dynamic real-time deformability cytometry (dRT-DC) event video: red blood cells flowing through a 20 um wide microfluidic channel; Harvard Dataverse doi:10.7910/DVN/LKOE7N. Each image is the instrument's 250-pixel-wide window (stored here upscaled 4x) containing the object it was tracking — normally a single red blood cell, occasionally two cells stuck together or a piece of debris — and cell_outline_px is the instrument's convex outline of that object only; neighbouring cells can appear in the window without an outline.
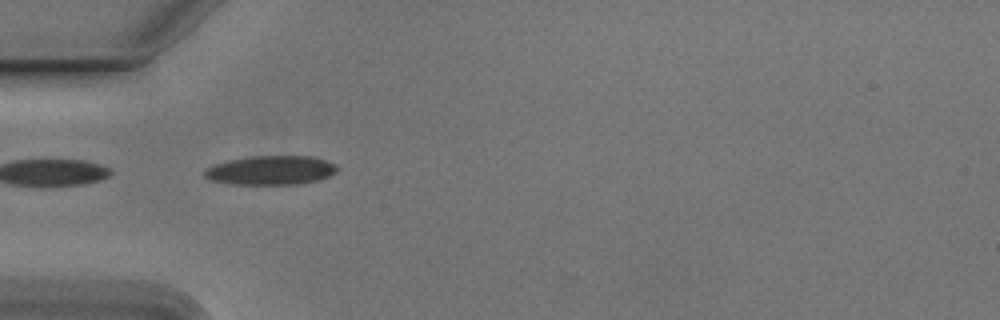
{"species": "Egyptian fruit bat (a non-hibernating species)", "species_latin": "Rousettus aegyptiacus", "temperature_condition": "cold", "stored_images_in_passage": 54, "camera_frame_rate_fps": 3000, "um_per_image_px": 0.085, "animal": {"sex": "male"}, "frame": {"image": 1, "passage_image": 17, "time_ms": 5.333, "image_size_px": [1000, 320], "cell_outline_px": [[340, 168], [336, 172], [320, 180], [300, 184], [232, 184], [212, 180], [204, 176], [204, 172], [208, 168], [216, 164], [228, 160], [252, 156], [312, 156], [336, 164]], "centroid_in_image_um": [23.08, 14.47], "position_along_channel_um": 61.9, "area_um2": 22.43}}
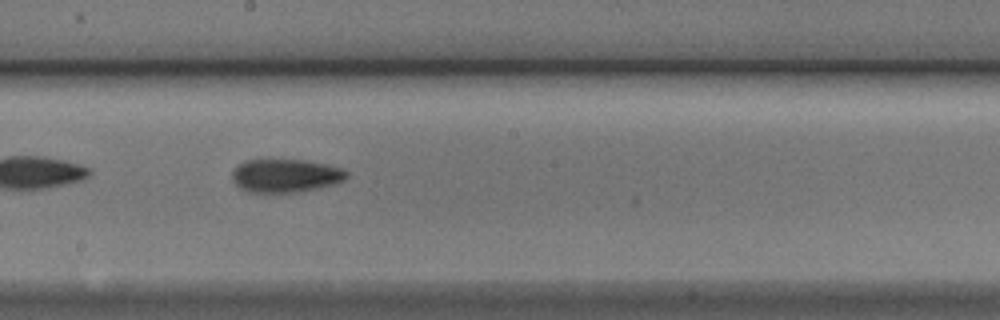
{"frame": {"image": 2, "passage_image": 30, "time_ms": 9.667, "image_size_px": [1000, 320], "cell_outline_px": [[348, 176], [344, 180], [336, 184], [320, 188], [296, 192], [248, 192], [240, 188], [232, 180], [232, 172], [244, 160], [304, 160], [328, 164], [344, 168], [348, 172]], "centroid_in_image_um": [24.32, 14.93], "position_along_channel_um": 223.9, "area_um2": 22.37}}
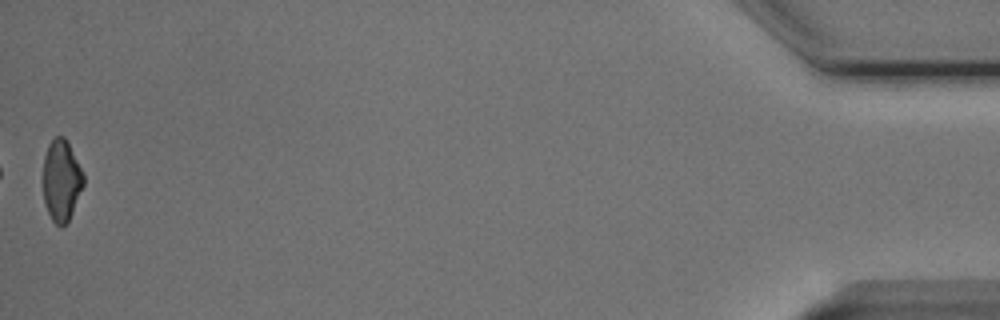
{"frame": {"image": 3, "passage_image": 54, "time_ms": 17.667, "image_size_px": [1000, 320], "cell_outline_px": [[84, 184], [72, 212], [68, 220], [60, 228], [52, 220], [44, 204], [44, 156], [48, 144], [56, 136], [64, 136], [84, 172]], "centroid_in_image_um": [5.23, 15.33], "position_along_channel_um": 430.0, "area_um2": 19.02}, "authors_computed_cell_mechanics": {"area_um2": 22.2819, "velocity_mm_per_s": 3.7895, "shape_relaxation_time_tau1_ms": 3.3403, "shape_relaxation_time_tau2_ms": 3.4154, "deformation_change_tau1": 0.1194, "deformation_change_tau2": 0.0955}}